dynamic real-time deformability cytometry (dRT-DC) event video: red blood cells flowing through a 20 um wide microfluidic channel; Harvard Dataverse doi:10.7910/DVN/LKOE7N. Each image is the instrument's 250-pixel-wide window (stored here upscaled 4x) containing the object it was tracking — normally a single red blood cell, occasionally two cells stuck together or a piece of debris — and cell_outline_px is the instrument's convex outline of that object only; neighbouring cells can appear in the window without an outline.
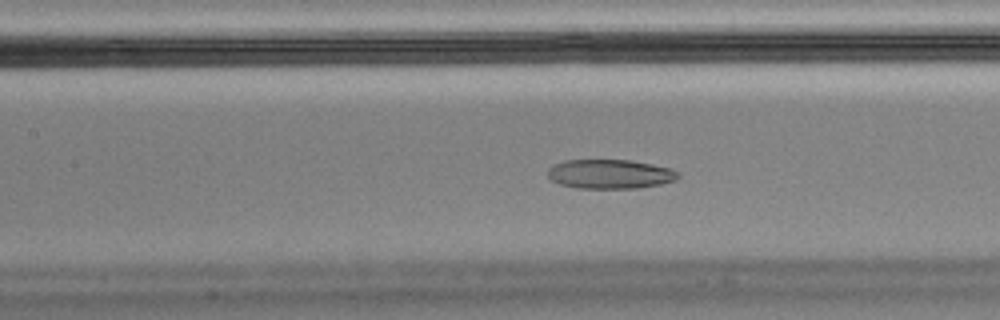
{"species": "Egyptian fruit bat (a non-hibernating species)", "species_latin": "Rousettus aegyptiacus", "temperature_condition": "cold", "stored_images_in_passage": 57, "camera_frame_rate_fps": 3000, "um_per_image_px": 0.085, "animal": {"sex": "male"}, "frame": {"image": 1, "passage_image": 25, "time_ms": 8.0, "image_size_px": [1000, 320], "cell_outline_px": [[680, 176], [676, 180], [660, 184], [636, 188], [576, 188], [560, 184], [552, 180], [548, 176], [548, 168], [552, 164], [564, 160], [632, 160], [672, 168], [680, 172]], "centroid_in_image_um": [51.86, 14.78], "position_along_channel_um": 155.5, "area_um2": 22.43}, "authors_computed_cell_mechanics": {"area_um2": 23.987, "velocity_mm_per_s": 3.4645, "shape_relaxation_time_tau1_ms": null, "shape_relaxation_time_tau2_ms": 2.4979, "deformation_change_tau1": null, "deformation_change_tau2": 0.0774}}